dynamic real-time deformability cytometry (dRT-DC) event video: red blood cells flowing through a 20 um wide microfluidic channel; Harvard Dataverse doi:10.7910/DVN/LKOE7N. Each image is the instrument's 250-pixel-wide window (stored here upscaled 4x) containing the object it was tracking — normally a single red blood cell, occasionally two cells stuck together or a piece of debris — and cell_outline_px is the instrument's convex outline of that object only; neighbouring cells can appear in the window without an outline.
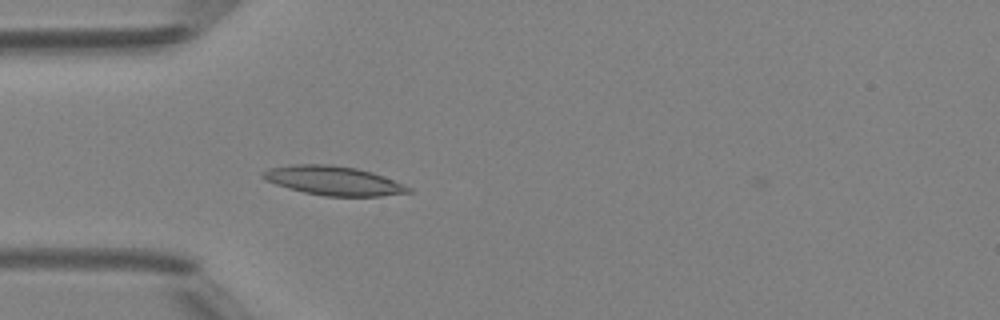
{"species": "Egyptian fruit bat (a non-hibernating species)", "species_latin": "Rousettus aegyptiacus", "temperature_condition": "room temperature", "stored_images_in_passage": 36, "camera_frame_rate_fps": 3000, "um_per_image_px": 0.085, "animal": {"sex": "female"}, "frame": {"image": 1, "passage_image": 2, "time_ms": 0.333, "image_size_px": [1000, 320], "cell_outline_px": [[412, 192], [380, 196], [324, 196], [304, 192], [288, 188], [264, 180], [260, 176], [260, 172], [268, 168], [292, 164], [332, 164], [356, 168], [372, 172], [412, 188]], "centroid_in_image_um": [28.28, 15.35], "position_along_channel_um": 56.7, "area_um2": 24.74}}
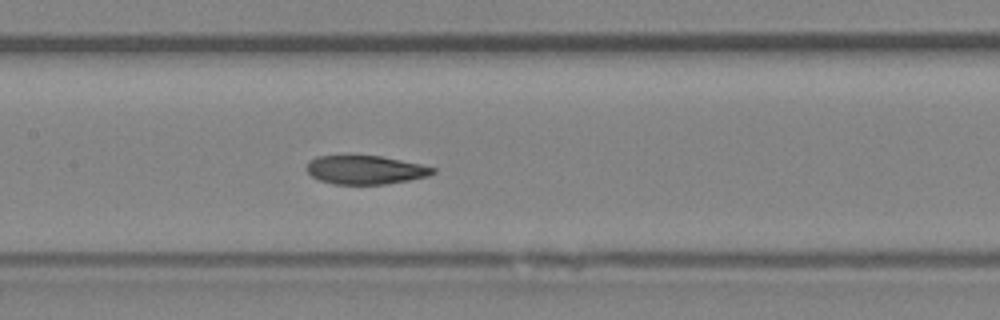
{"frame": {"image": 2, "passage_image": 11, "time_ms": 3.333, "image_size_px": [1000, 320], "cell_outline_px": [[436, 172], [428, 176], [408, 180], [384, 184], [332, 184], [320, 180], [312, 176], [308, 172], [308, 160], [316, 156], [380, 156], [420, 164], [436, 168]], "centroid_in_image_um": [31.06, 14.44], "position_along_channel_um": 176.3, "area_um2": 20.87}}
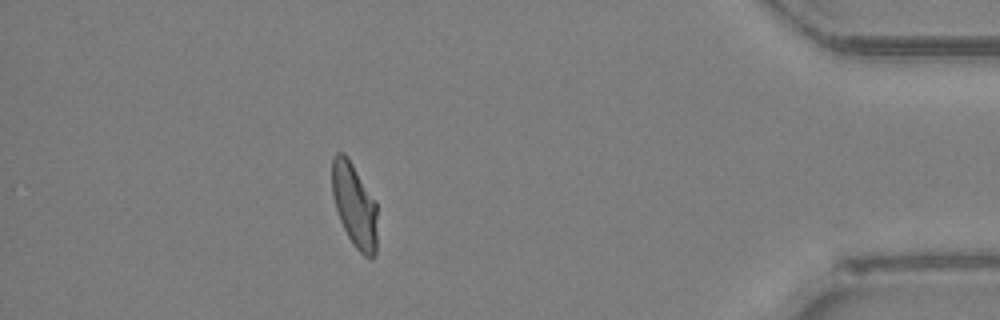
{"frame": {"image": 3, "passage_image": 31, "time_ms": 10.0, "image_size_px": [1000, 320], "cell_outline_px": [[376, 252], [372, 256], [364, 256], [352, 244], [340, 220], [336, 208], [332, 192], [332, 156], [336, 152], [344, 152], [348, 156], [376, 200]], "centroid_in_image_um": [30.12, 17.38], "position_along_channel_um": 405.1, "area_um2": 22.2}, "authors_computed_cell_mechanics": {"area_um2": 22.4264, "velocity_mm_per_s": 4.1614, "shape_relaxation_time_tau1_ms": 4.4472, "shape_relaxation_time_tau2_ms": 2.6272, "deformation_change_tau1": 0.1555, "deformation_change_tau2": 0.0771}}